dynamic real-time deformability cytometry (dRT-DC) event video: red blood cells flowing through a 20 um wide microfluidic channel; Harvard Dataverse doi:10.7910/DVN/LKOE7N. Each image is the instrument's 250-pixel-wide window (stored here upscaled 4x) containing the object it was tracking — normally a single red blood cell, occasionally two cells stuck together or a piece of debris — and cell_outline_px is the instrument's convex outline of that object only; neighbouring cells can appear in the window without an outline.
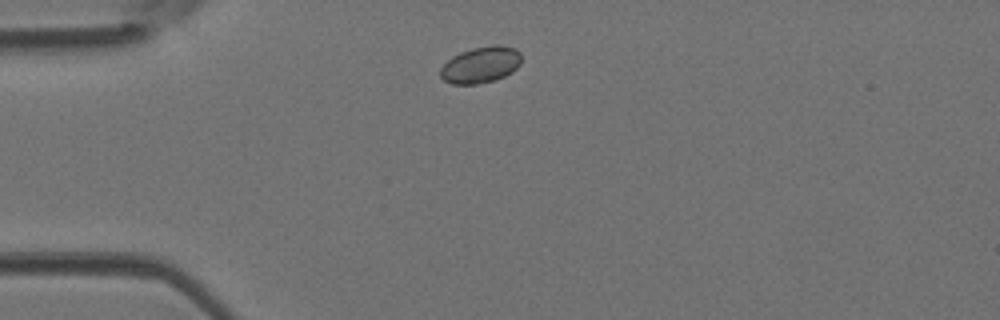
{"species": "Egyptian fruit bat (a non-hibernating species)", "species_latin": "Rousettus aegyptiacus", "temperature_condition": "room temperature", "stored_images_in_passage": 34, "camera_frame_rate_fps": 3000, "um_per_image_px": 0.085, "animal": {"sex": "female"}, "frame": {"image": 1, "passage_image": 1, "time_ms": 0.0, "image_size_px": [1000, 320], "cell_outline_px": [[520, 64], [512, 72], [496, 80], [476, 84], [452, 84], [444, 80], [440, 76], [440, 68], [452, 56], [460, 52], [472, 48], [492, 44], [500, 44], [516, 48], [520, 52]], "centroid_in_image_um": [40.86, 5.49], "position_along_channel_um": 44.1, "area_um2": 17.34}}
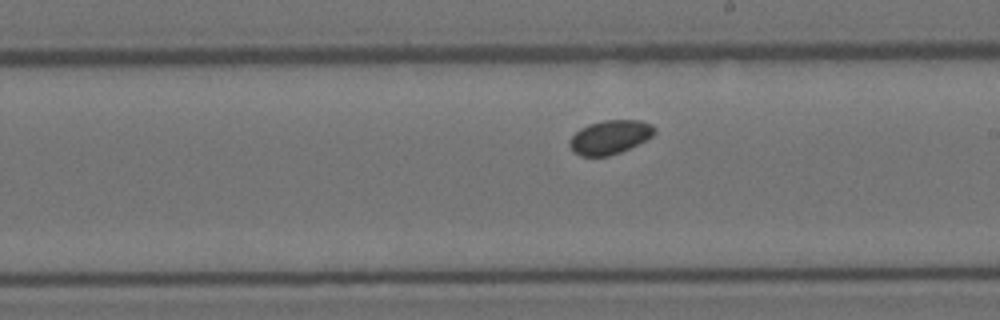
{"frame": {"image": 2, "passage_image": 16, "time_ms": 5.0, "image_size_px": [1000, 320], "cell_outline_px": [[656, 132], [652, 136], [620, 152], [608, 156], [580, 156], [572, 152], [568, 144], [568, 140], [580, 128], [588, 124], [604, 120], [640, 120], [652, 124], [656, 128]], "centroid_in_image_um": [51.81, 11.65], "position_along_channel_um": 237.2, "area_um2": 16.82}}
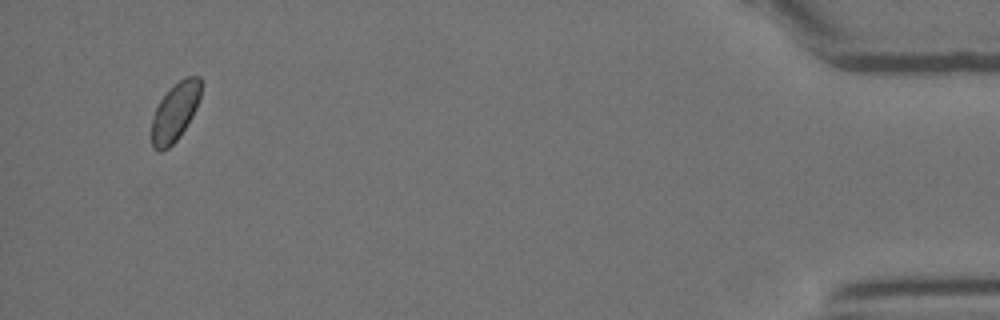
{"frame": {"image": 3, "passage_image": 34, "time_ms": 11.0, "image_size_px": [1000, 320], "cell_outline_px": [[200, 96], [196, 108], [192, 116], [180, 136], [168, 148], [160, 152], [152, 148], [152, 116], [160, 100], [184, 76], [200, 76]], "centroid_in_image_um": [14.86, 9.54], "position_along_channel_um": 420.3, "area_um2": 16.47}}